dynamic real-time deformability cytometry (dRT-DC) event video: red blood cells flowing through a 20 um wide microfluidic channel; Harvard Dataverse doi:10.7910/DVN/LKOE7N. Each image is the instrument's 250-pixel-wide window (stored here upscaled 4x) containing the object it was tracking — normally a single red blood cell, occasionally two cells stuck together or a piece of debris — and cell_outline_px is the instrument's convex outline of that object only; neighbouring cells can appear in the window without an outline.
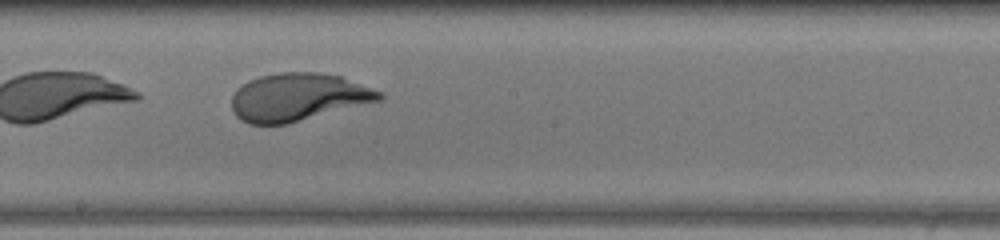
{"species": "human", "species_latin": "Homo sapiens", "temperature_condition": "warm", "stored_images_in_passage": 31, "camera_frame_rate_fps": 3000, "um_per_image_px": 0.085, "donor": {"sex": "female"}, "frame": {"image": 1, "passage_image": 17, "time_ms": 5.333, "image_size_px": [1000, 240], "cell_outline_px": [[384, 96], [380, 100], [288, 124], [248, 124], [240, 120], [236, 116], [232, 108], [232, 96], [236, 88], [248, 80], [260, 76], [280, 72], [316, 72], [340, 76], [384, 92]], "centroid_in_image_um": [25.31, 8.25], "position_along_channel_um": 222.9, "area_um2": 41.15}, "authors_computed_cell_mechanics": {"area_um2": 41.0958, "velocity_mm_per_s": 4.0605, "shape_relaxation_time_tau1_ms": 1.9794, "shape_relaxation_time_tau2_ms": null, "deformation_change_tau1": 0.351, "deformation_change_tau2": null}}